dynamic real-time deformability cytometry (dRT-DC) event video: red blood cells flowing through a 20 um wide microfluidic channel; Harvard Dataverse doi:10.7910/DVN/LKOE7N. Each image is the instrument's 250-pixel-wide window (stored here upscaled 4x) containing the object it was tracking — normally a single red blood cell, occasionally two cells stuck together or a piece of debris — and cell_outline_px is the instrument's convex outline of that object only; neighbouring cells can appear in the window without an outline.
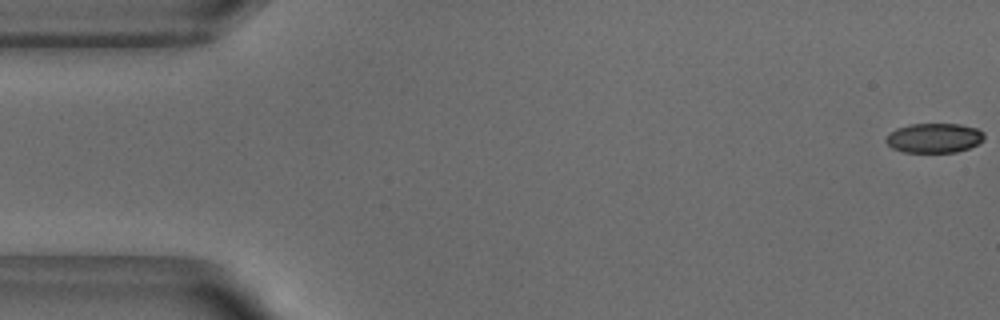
{"species": "common noctule bat (a hibernating species)", "species_latin": "Nyctalus noctula", "temperature_condition": "warm", "stored_images_in_passage": 6, "camera_frame_rate_fps": 3000, "um_per_image_px": 0.085, "animal": {"sex": "male", "body_mass_g": 18.8}, "frame": {"image": 1, "passage_image": 1, "time_ms": 0.0, "image_size_px": [1000, 320], "cell_outline_px": [[984, 140], [968, 148], [956, 152], [904, 152], [892, 148], [884, 140], [896, 128], [908, 124], [960, 124], [976, 128], [984, 132]], "centroid_in_image_um": [79.41, 11.72], "position_along_channel_um": 5.6, "area_um2": 16.88}}